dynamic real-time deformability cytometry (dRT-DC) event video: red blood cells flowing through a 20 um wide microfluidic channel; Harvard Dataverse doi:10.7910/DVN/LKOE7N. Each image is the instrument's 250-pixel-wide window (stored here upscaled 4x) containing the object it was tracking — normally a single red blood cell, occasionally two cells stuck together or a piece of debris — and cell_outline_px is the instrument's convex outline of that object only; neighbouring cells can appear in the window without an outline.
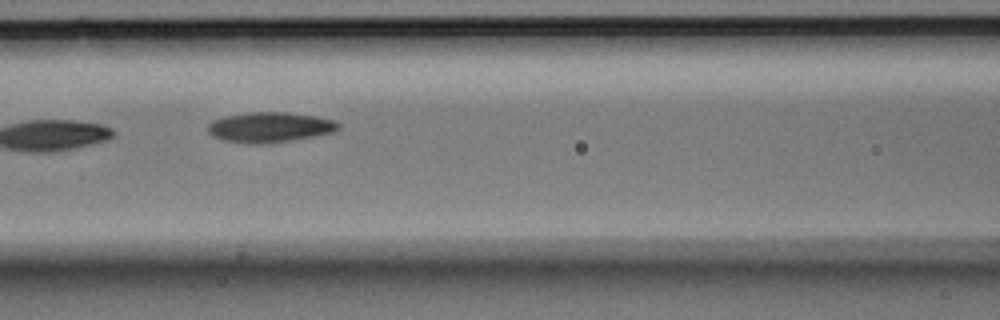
{"species": "Egyptian fruit bat (a non-hibernating species)", "species_latin": "Rousettus aegyptiacus", "temperature_condition": "room temperature", "stored_images_in_passage": 6, "camera_frame_rate_fps": 3000, "um_per_image_px": 0.085, "animal": {"sex": "male"}, "frame": {"image": 1, "passage_image": 4, "time_ms": 1.0, "image_size_px": [1000, 320], "cell_outline_px": [[340, 128], [332, 132], [312, 136], [264, 144], [252, 144], [224, 140], [212, 136], [208, 132], [208, 124], [212, 120], [224, 116], [248, 112], [288, 112], [316, 116], [332, 120], [340, 124]], "centroid_in_image_um": [22.89, 10.8], "position_along_channel_um": 143.7, "area_um2": 22.83}}
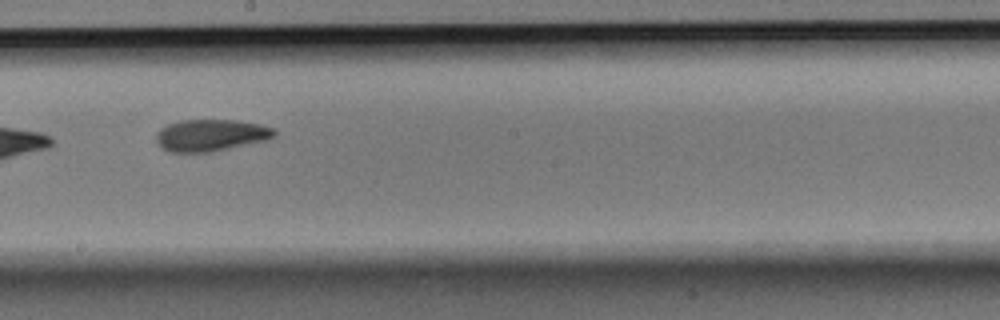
{"frame": {"image": 2, "passage_image": 6, "time_ms": 1.667, "image_size_px": [1000, 320], "cell_outline_px": [[276, 136], [264, 140], [212, 152], [172, 152], [156, 144], [156, 132], [160, 128], [168, 124], [180, 120], [236, 120], [260, 124], [272, 128], [276, 132]], "centroid_in_image_um": [17.88, 11.49], "position_along_channel_um": 230.3, "area_um2": 21.85}}